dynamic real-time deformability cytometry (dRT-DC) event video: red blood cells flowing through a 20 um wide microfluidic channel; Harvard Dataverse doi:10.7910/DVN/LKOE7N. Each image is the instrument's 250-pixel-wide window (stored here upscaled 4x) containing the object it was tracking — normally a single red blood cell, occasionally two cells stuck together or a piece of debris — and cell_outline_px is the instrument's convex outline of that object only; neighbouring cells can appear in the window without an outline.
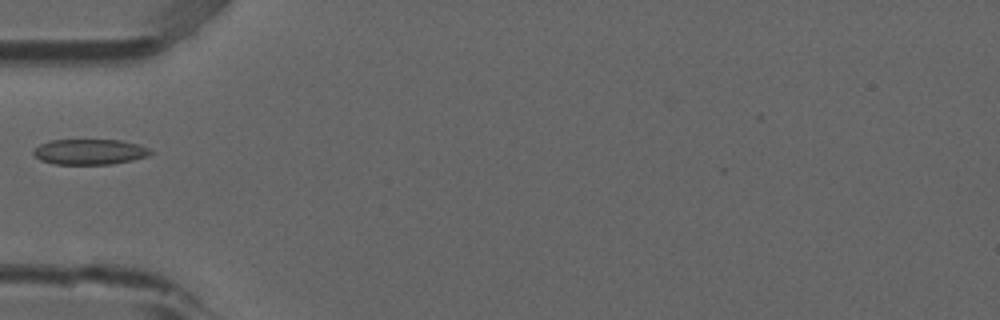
{"species": "common noctule bat (a hibernating species)", "species_latin": "Nyctalus noctula", "temperature_condition": "room temperature", "stored_images_in_passage": 2, "camera_frame_rate_fps": 3000, "um_per_image_px": 0.085, "animal": {"sex": "male", "forearm_length_mm": 52.5}, "frame": {"image": 1, "passage_image": 2, "time_ms": 0.333, "image_size_px": [1000, 320], "cell_outline_px": [[152, 152], [148, 156], [132, 160], [112, 164], [56, 164], [40, 160], [32, 152], [40, 144], [52, 140], [120, 140], [140, 144], [148, 148]], "centroid_in_image_um": [7.64, 12.9], "position_along_channel_um": 77.4, "area_um2": 17.28}}